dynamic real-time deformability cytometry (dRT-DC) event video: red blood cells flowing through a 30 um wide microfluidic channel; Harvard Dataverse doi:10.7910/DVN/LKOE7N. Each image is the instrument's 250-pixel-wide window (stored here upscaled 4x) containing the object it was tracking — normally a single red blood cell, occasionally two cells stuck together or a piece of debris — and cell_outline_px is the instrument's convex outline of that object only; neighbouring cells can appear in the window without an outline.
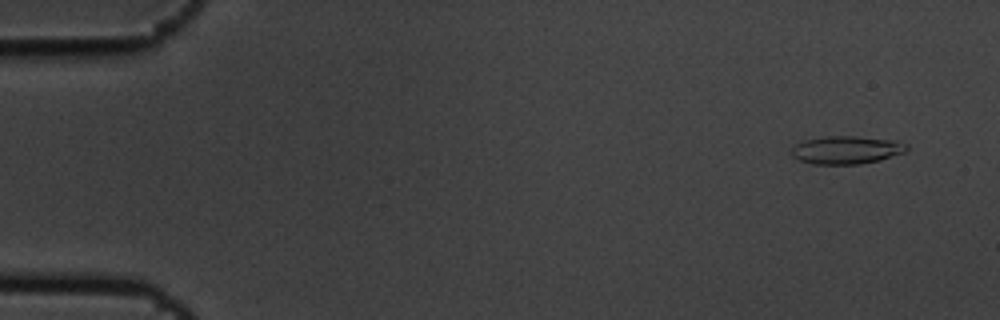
{"species": "common noctule bat (a hibernating species)", "species_latin": "Nyctalus noctula", "temperature_condition": "cold", "stored_images_in_passage": 7, "camera_frame_rate_fps": 3000, "um_per_image_px": 0.085, "animal": {"sex": "male", "body_mass_g": 19.5, "forearm_length_mm": 54.6}, "frame": {"image": 1, "passage_image": 2, "time_ms": 0.333, "image_size_px": [1000, 320], "cell_outline_px": [[908, 148], [904, 152], [880, 160], [860, 164], [812, 164], [800, 160], [792, 156], [792, 148], [796, 144], [804, 140], [824, 136], [856, 136], [896, 140], [908, 144]], "centroid_in_image_um": [71.96, 12.74], "position_along_channel_um": 13.0, "area_um2": 18.84}}
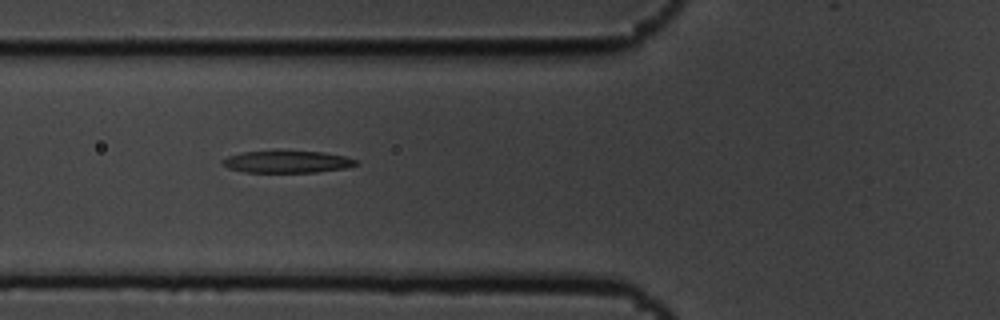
{"frame": {"image": 2, "passage_image": 7, "time_ms": 2.0, "image_size_px": [1000, 320], "cell_outline_px": [[360, 164], [348, 168], [316, 172], [244, 172], [228, 168], [220, 160], [228, 156], [244, 152], [324, 152], [348, 156], [356, 160]], "centroid_in_image_um": [24.48, 13.76], "position_along_channel_um": 101.3, "area_um2": 16.99}}